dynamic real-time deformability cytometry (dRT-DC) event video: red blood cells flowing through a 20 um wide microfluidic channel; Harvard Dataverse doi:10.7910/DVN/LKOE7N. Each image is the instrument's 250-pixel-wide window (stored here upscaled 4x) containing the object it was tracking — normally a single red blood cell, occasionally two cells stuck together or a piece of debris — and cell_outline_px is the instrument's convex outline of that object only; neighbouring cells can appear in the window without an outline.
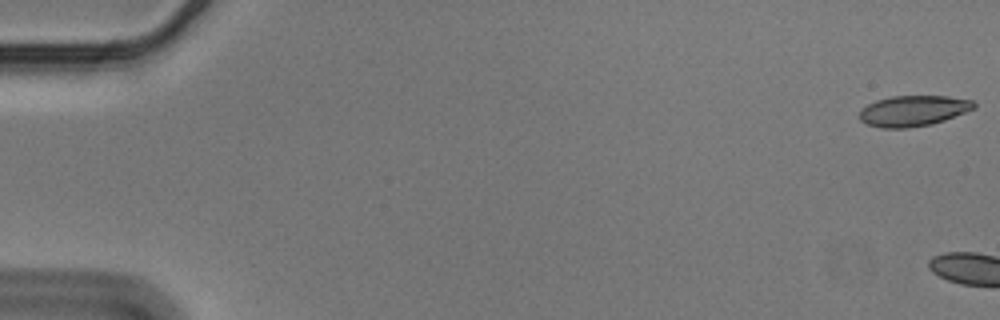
{"species": "Egyptian fruit bat (a non-hibernating species)", "species_latin": "Rousettus aegyptiacus", "temperature_condition": "cold", "stored_images_in_passage": 4, "camera_frame_rate_fps": 3000, "um_per_image_px": 0.085, "animal": {"sex": "male"}, "frame": {"image": 1, "passage_image": 1, "time_ms": 0.0, "image_size_px": [1000, 320], "cell_outline_px": [[976, 108], [944, 120], [932, 124], [908, 128], [884, 128], [868, 124], [860, 120], [860, 112], [868, 104], [876, 100], [892, 96], [948, 96], [972, 100], [976, 104]], "centroid_in_image_um": [77.65, 9.41], "position_along_channel_um": 7.3, "area_um2": 20.35}}